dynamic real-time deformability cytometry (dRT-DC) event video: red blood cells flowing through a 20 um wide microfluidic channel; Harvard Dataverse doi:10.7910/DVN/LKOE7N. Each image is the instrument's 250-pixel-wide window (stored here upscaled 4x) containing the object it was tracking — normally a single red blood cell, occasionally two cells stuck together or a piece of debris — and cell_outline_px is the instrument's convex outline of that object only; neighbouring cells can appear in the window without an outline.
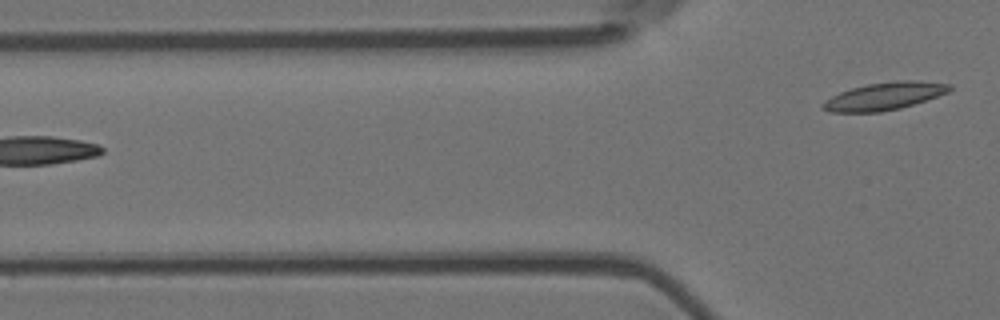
{"species": "Egyptian fruit bat (a non-hibernating species)", "species_latin": "Rousettus aegyptiacus", "temperature_condition": "room temperature", "stored_images_in_passage": 4, "camera_frame_rate_fps": 3000, "um_per_image_px": 0.085, "animal": {"sex": "female"}, "frame": {"image": 1, "passage_image": 4, "time_ms": 1.0, "image_size_px": [1000, 320], "cell_outline_px": [[952, 88], [948, 92], [900, 108], [880, 112], [832, 112], [820, 108], [820, 104], [824, 100], [840, 92], [852, 88], [868, 84], [900, 80], [912, 80], [952, 84]], "centroid_in_image_um": [75.12, 8.17], "position_along_channel_um": 50.7, "area_um2": 20.17}}